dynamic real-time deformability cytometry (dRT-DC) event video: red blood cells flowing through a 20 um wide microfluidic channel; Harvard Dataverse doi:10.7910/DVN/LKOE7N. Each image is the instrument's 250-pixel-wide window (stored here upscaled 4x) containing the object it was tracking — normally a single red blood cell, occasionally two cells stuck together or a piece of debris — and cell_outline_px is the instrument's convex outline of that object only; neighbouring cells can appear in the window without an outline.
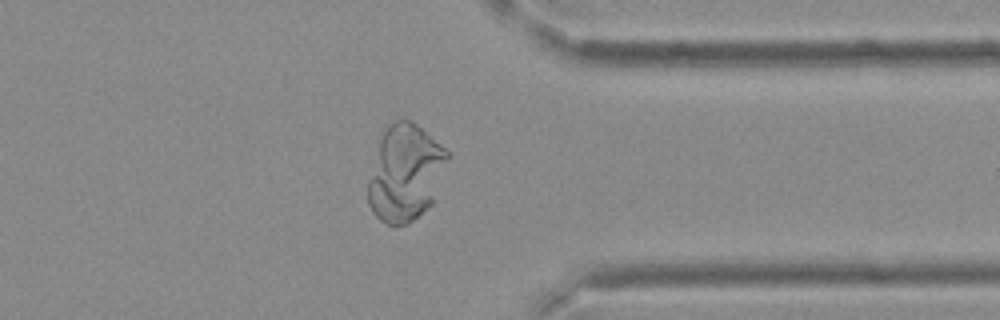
{"species": "Egyptian fruit bat (a non-hibernating species)", "species_latin": "Rousettus aegyptiacus", "temperature_condition": "cold", "stored_images_in_passage": 30, "camera_frame_rate_fps": 3000, "um_per_image_px": 0.085, "frame": {"image": 1, "passage_image": 22, "time_ms": 7.0, "image_size_px": [1000, 320], "cell_outline_px": [[452, 156], [432, 204], [408, 224], [392, 228], [380, 220], [372, 212], [368, 204], [368, 180], [380, 140], [388, 124], [396, 120], [412, 120], [452, 152]], "centroid_in_image_um": [34.49, 14.71], "position_along_channel_um": 376.9, "area_um2": 45.43}}